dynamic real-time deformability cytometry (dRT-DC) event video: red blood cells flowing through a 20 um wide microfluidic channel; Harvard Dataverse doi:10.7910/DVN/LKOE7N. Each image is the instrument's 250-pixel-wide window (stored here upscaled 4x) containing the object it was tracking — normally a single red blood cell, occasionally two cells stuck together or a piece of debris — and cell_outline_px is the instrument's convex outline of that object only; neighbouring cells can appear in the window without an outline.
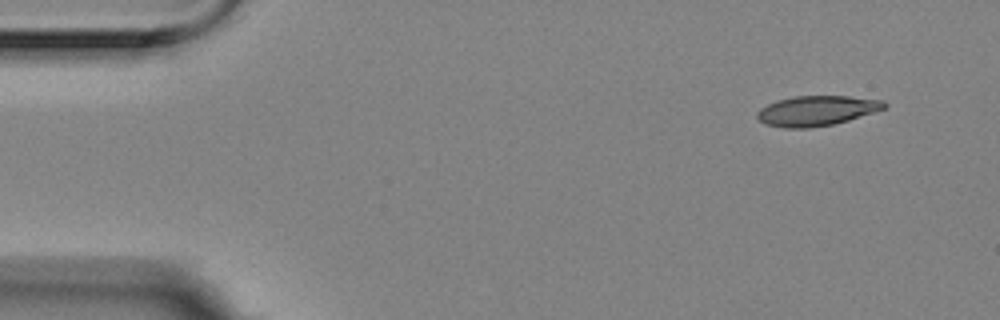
{"species": "Egyptian fruit bat (a non-hibernating species)", "species_latin": "Rousettus aegyptiacus", "temperature_condition": "room temperature", "stored_images_in_passage": 4, "camera_frame_rate_fps": 3000, "um_per_image_px": 0.085, "animal": {"sex": "female"}, "frame": {"image": 1, "passage_image": 1, "time_ms": 0.0, "image_size_px": [1000, 320], "cell_outline_px": [[888, 104], [884, 108], [848, 120], [832, 124], [808, 128], [784, 128], [764, 124], [756, 116], [756, 112], [760, 108], [776, 100], [796, 96], [848, 96], [884, 100]], "centroid_in_image_um": [69.37, 9.41], "position_along_channel_um": 15.6, "area_um2": 22.14}}
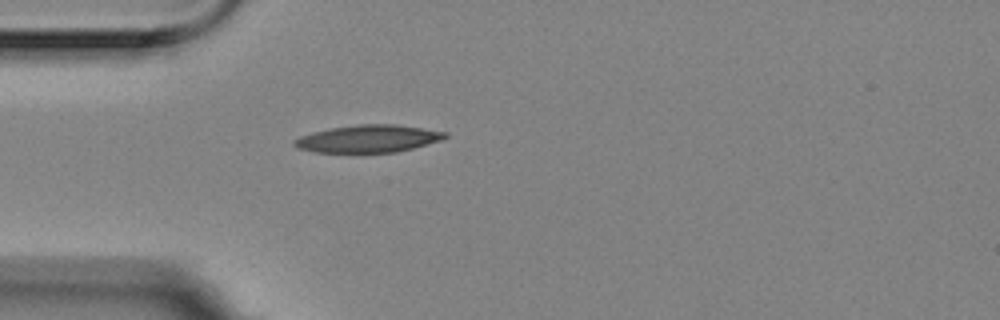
{"frame": {"image": 2, "passage_image": 4, "time_ms": 1.0, "image_size_px": [1000, 320], "cell_outline_px": [[448, 136], [440, 140], [412, 148], [396, 152], [312, 152], [296, 148], [292, 144], [292, 140], [300, 136], [312, 132], [332, 128], [360, 124], [396, 124], [424, 128], [448, 132]], "centroid_in_image_um": [31.27, 11.78], "position_along_channel_um": 53.7, "area_um2": 24.1}}